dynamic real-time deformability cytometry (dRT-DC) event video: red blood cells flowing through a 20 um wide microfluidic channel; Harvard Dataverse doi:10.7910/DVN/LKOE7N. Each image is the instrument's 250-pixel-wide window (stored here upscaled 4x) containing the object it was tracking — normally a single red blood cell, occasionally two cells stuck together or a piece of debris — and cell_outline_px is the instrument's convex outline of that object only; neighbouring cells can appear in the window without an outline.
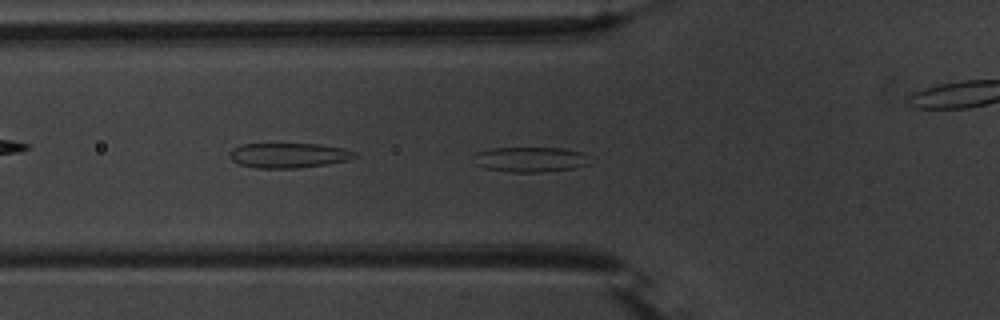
{"species": "common noctule bat (a hibernating species)", "species_latin": "Nyctalus noctula", "temperature_condition": "warm", "stored_images_in_passage": 55, "camera_frame_rate_fps": 3000, "um_per_image_px": 0.085, "animal": {"sex": "male", "body_mass_g": 20.1, "forearm_length_mm": 53.5}, "frame": {"image": 1, "passage_image": 19, "time_ms": 6.0, "image_size_px": [1000, 320], "cell_outline_px": [[588, 164], [572, 168], [544, 172], [512, 172], [484, 168], [476, 164], [476, 152], [492, 148], [560, 148], [580, 152], [584, 156]], "centroid_in_image_um": [45.01, 13.55], "position_along_channel_um": 80.8, "area_um2": 16.53}}
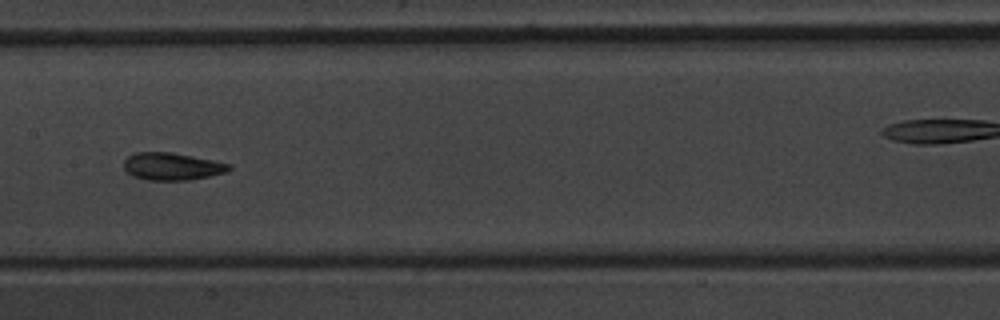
{"frame": {"image": 2, "passage_image": 28, "time_ms": 9.0, "image_size_px": [1000, 320], "cell_outline_px": [[232, 168], [228, 172], [188, 180], [148, 180], [132, 176], [124, 168], [124, 160], [128, 156], [136, 152], [172, 152], [232, 164]], "centroid_in_image_um": [14.63, 14.14], "position_along_channel_um": 192.8, "area_um2": 16.82}}
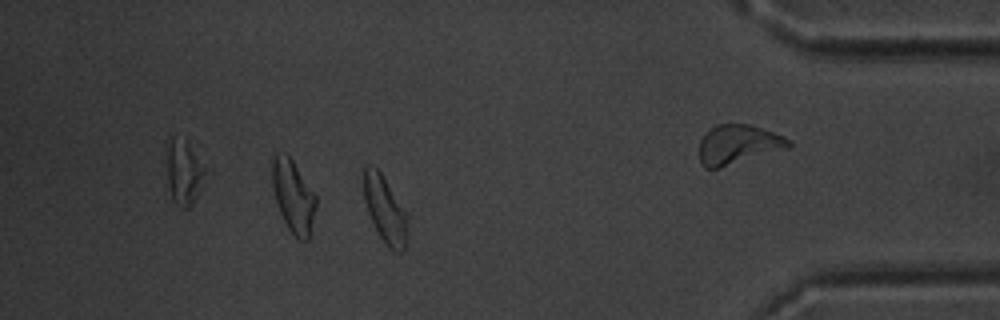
{"frame": {"image": 3, "passage_image": 48, "time_ms": 15.667, "image_size_px": [1000, 320], "cell_outline_px": [[408, 220], [404, 252], [396, 252], [388, 248], [380, 236], [368, 212], [364, 200], [364, 168], [368, 164], [376, 168], [380, 172], [408, 212]], "centroid_in_image_um": [32.76, 17.83], "position_along_channel_um": 402.4, "area_um2": 17.05}, "authors_computed_cell_mechanics": {"area_um2": 17.34, "velocity_mm_per_s": 3.7065, "shape_relaxation_time_tau1_ms": 5.2328, "shape_relaxation_time_tau2_ms": 2.576, "deformation_change_tau1": 0.1346, "deformation_change_tau2": 0.0912}}